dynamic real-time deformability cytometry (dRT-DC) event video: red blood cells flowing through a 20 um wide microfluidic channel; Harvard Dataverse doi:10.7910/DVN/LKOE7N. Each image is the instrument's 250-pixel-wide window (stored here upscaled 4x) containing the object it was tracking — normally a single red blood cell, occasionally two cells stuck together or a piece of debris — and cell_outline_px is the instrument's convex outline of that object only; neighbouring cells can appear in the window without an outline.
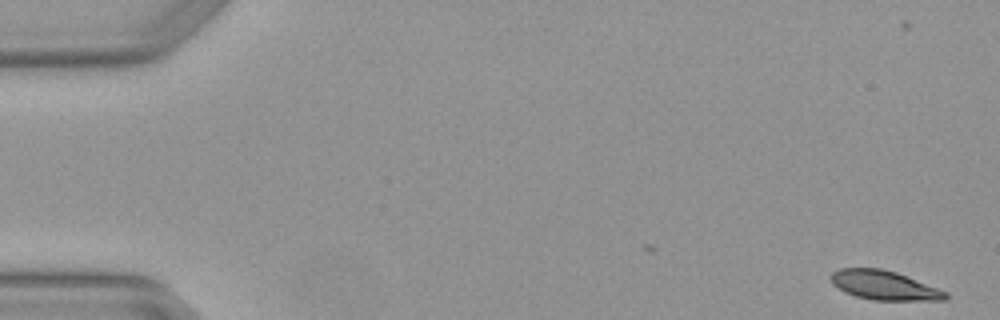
{"species": "Egyptian fruit bat (a non-hibernating species)", "species_latin": "Rousettus aegyptiacus", "temperature_condition": "warm", "stored_images_in_passage": 5, "camera_frame_rate_fps": 3000, "um_per_image_px": 0.085, "animal": {"sex": "female"}, "frame": {"image": 1, "passage_image": 1, "time_ms": 0.0, "image_size_px": [1000, 320], "cell_outline_px": [[948, 296], [944, 300], [872, 300], [856, 296], [844, 292], [832, 284], [832, 272], [840, 268], [880, 268], [896, 272], [948, 292]], "centroid_in_image_um": [75.14, 24.25], "position_along_channel_um": 9.9, "area_um2": 19.36}}
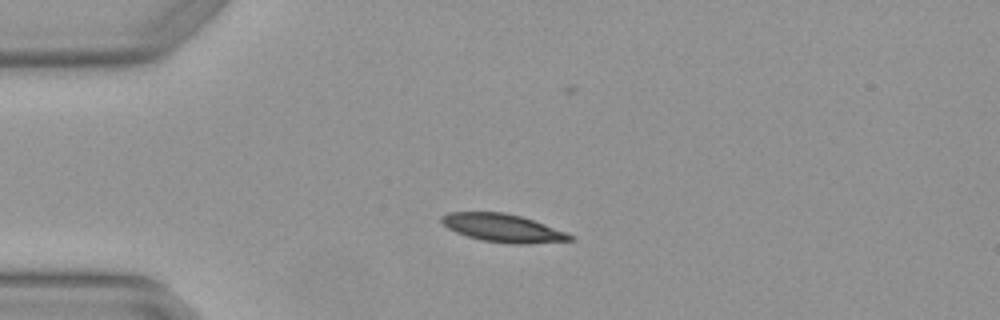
{"frame": {"image": 2, "passage_image": 4, "time_ms": 1.0, "image_size_px": [1000, 320], "cell_outline_px": [[576, 240], [528, 244], [508, 244], [480, 240], [456, 232], [448, 228], [440, 220], [440, 216], [448, 212], [504, 212], [520, 216], [568, 232], [576, 236]], "centroid_in_image_um": [42.79, 19.39], "position_along_channel_um": 42.2, "area_um2": 21.21}}